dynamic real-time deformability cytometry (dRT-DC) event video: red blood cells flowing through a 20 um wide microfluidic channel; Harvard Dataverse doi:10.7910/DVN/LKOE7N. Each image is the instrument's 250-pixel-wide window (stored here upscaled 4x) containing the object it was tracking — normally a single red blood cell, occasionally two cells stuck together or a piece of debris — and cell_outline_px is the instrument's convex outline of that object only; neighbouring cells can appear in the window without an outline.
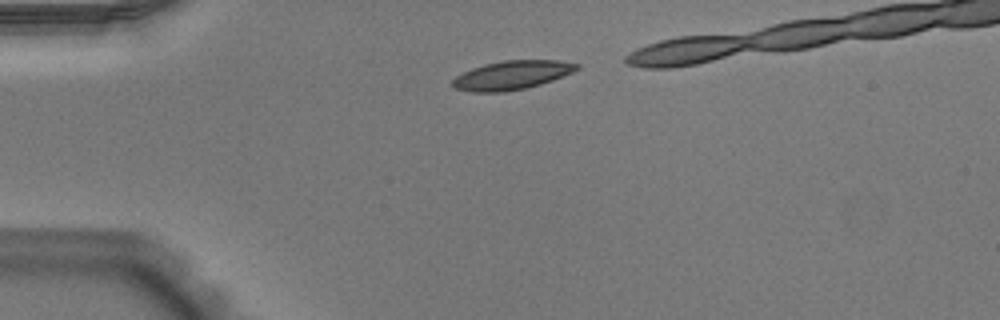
{"species": "Egyptian fruit bat (a non-hibernating species)", "species_latin": "Rousettus aegyptiacus", "temperature_condition": "warm", "stored_images_in_passage": 15, "camera_frame_rate_fps": 3000, "um_per_image_px": 0.085, "animal": {"sex": "male"}, "frame": {"image": 1, "passage_image": 1, "time_ms": 0.0, "image_size_px": [1000, 320], "cell_outline_px": [[580, 68], [572, 72], [552, 80], [540, 84], [524, 88], [504, 92], [472, 92], [456, 88], [452, 84], [452, 80], [456, 76], [472, 68], [484, 64], [504, 60], [560, 60], [580, 64]], "centroid_in_image_um": [43.52, 6.38], "position_along_channel_um": 41.5, "area_um2": 20.75}}
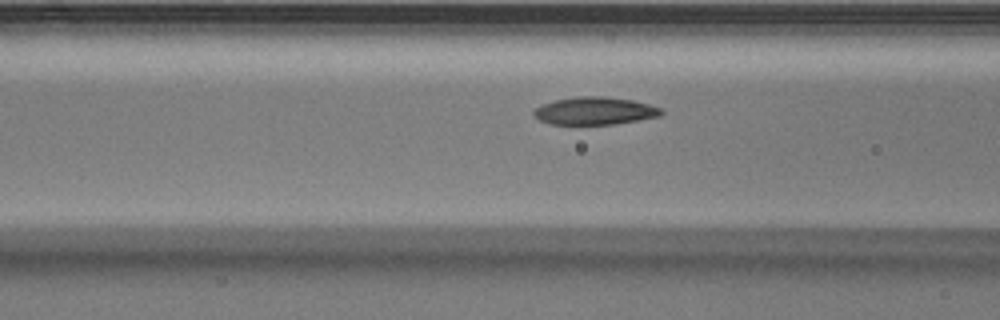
{"frame": {"image": 2, "passage_image": 9, "time_ms": 2.667, "image_size_px": [1000, 320], "cell_outline_px": [[664, 112], [660, 116], [640, 120], [616, 124], [552, 124], [540, 120], [532, 116], [532, 112], [536, 108], [544, 104], [556, 100], [580, 96], [604, 96], [632, 100], [648, 104], [660, 108]], "centroid_in_image_um": [50.57, 9.43], "position_along_channel_um": 116.0, "area_um2": 20.46}}
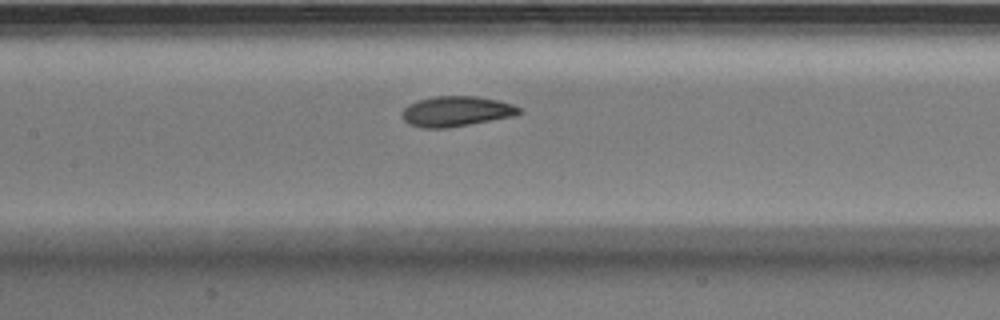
{"frame": {"image": 3, "passage_image": 13, "time_ms": 4.0, "image_size_px": [1000, 320], "cell_outline_px": [[524, 112], [516, 116], [444, 128], [420, 128], [408, 124], [404, 120], [400, 112], [408, 104], [420, 100], [436, 96], [476, 96], [496, 100], [512, 104], [520, 108]], "centroid_in_image_um": [38.77, 9.47], "position_along_channel_um": 168.6, "area_um2": 20.63}}